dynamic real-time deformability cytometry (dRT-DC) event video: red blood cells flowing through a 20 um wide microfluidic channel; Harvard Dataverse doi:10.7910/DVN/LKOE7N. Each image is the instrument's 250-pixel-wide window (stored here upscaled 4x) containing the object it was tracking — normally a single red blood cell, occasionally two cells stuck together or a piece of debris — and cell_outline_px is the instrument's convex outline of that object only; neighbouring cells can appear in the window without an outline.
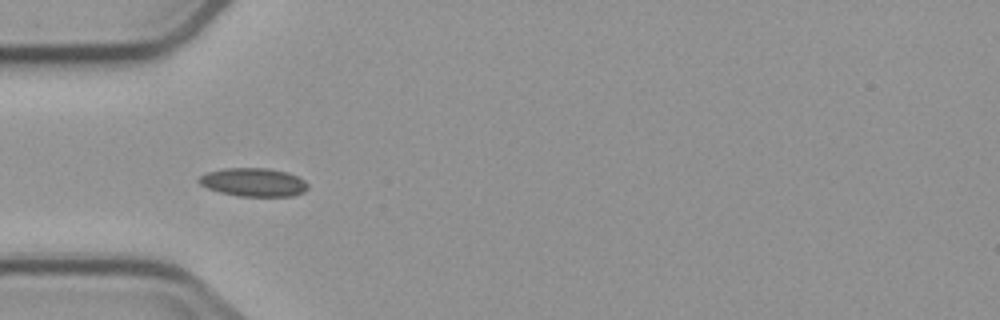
{"species": "common noctule bat (a hibernating species)", "species_latin": "Nyctalus noctula", "temperature_condition": "cold", "stored_images_in_passage": 9, "camera_frame_rate_fps": 3000, "um_per_image_px": 0.085, "animal": {"sex": "male", "body_mass_g": 23.1, "forearm_length_mm": 52.7}, "frame": {"image": 1, "passage_image": 4, "time_ms": 3.333, "image_size_px": [1000, 320], "cell_outline_px": [[308, 188], [304, 192], [292, 196], [240, 196], [220, 192], [208, 188], [200, 184], [196, 180], [200, 176], [208, 172], [224, 168], [268, 168], [288, 172], [304, 180], [308, 184]], "centroid_in_image_um": [21.55, 15.49], "position_along_channel_um": 63.4, "area_um2": 18.03}}
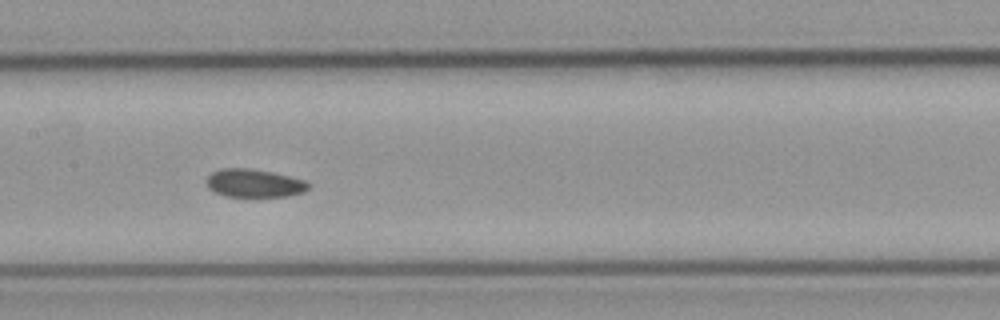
{"frame": {"image": 2, "passage_image": 7, "time_ms": 6.667, "image_size_px": [1000, 320], "cell_outline_px": [[308, 188], [304, 192], [288, 196], [228, 196], [216, 192], [208, 188], [204, 180], [212, 172], [220, 168], [248, 168], [272, 172], [304, 180], [308, 184]], "centroid_in_image_um": [21.56, 15.56], "position_along_channel_um": 185.8, "area_um2": 16.59}}
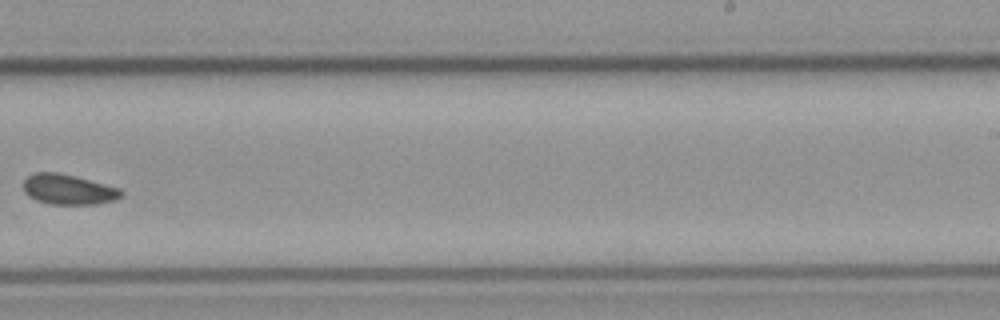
{"frame": {"image": 3, "passage_image": 9, "time_ms": 9.333, "image_size_px": [1000, 320], "cell_outline_px": [[124, 196], [116, 200], [96, 204], [48, 204], [36, 200], [28, 196], [24, 192], [24, 180], [28, 176], [36, 172], [56, 172], [76, 176], [120, 188], [124, 192]], "centroid_in_image_um": [5.84, 16.11], "position_along_channel_um": 283.2, "area_um2": 17.4}}